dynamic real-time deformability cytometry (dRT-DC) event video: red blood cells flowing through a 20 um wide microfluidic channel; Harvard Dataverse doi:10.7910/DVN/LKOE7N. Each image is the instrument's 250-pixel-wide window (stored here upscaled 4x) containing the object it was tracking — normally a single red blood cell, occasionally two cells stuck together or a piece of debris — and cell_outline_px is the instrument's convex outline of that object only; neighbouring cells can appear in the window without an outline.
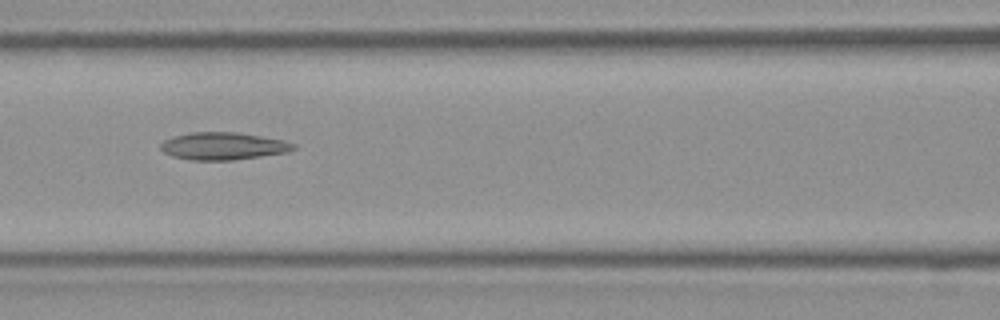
{"species": "Egyptian fruit bat (a non-hibernating species)", "species_latin": "Rousettus aegyptiacus", "temperature_condition": "room temperature", "stored_images_in_passage": 42, "camera_frame_rate_fps": 3000, "um_per_image_px": 0.085, "frame": {"image": 1, "passage_image": 17, "time_ms": 5.333, "image_size_px": [1000, 320], "cell_outline_px": [[296, 148], [288, 152], [232, 160], [192, 160], [172, 156], [164, 152], [160, 148], [160, 144], [164, 140], [172, 136], [192, 132], [236, 132], [284, 140], [296, 144]], "centroid_in_image_um": [18.96, 12.41], "position_along_channel_um": 147.6, "area_um2": 21.21}}
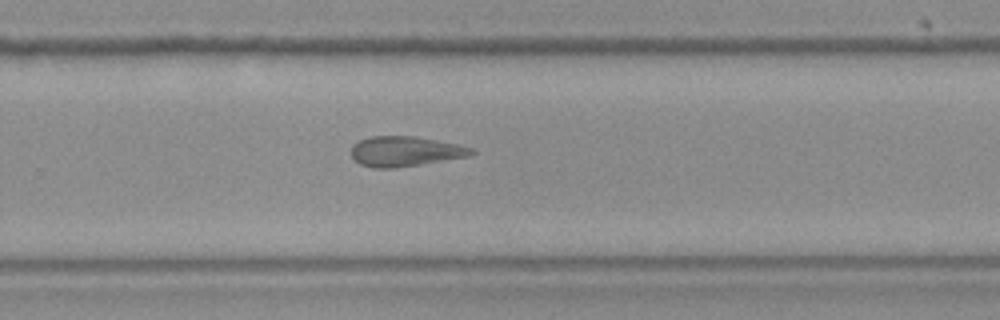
{"frame": {"image": 2, "passage_image": 27, "time_ms": 8.667, "image_size_px": [1000, 320], "cell_outline_px": [[476, 152], [468, 156], [396, 168], [372, 168], [360, 164], [352, 160], [352, 144], [360, 140], [372, 136], [416, 136], [460, 144], [476, 148]], "centroid_in_image_um": [34.45, 12.86], "position_along_channel_um": 295.4, "area_um2": 21.27}}
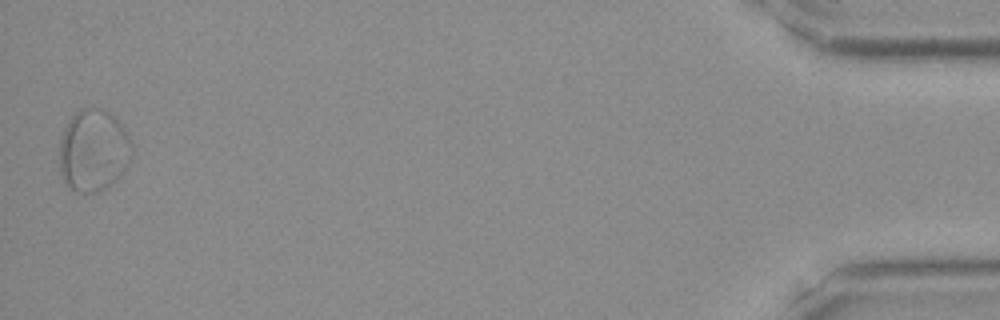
{"frame": {"image": 3, "passage_image": 42, "time_ms": 13.667, "image_size_px": [1000, 320], "cell_outline_px": [[132, 156], [128, 164], [120, 176], [116, 180], [104, 188], [96, 192], [76, 192], [60, 176], [60, 140], [64, 128], [68, 120], [80, 108], [104, 108], [124, 128], [132, 140]], "centroid_in_image_um": [7.95, 12.77], "position_along_channel_um": 427.3, "area_um2": 34.68}}